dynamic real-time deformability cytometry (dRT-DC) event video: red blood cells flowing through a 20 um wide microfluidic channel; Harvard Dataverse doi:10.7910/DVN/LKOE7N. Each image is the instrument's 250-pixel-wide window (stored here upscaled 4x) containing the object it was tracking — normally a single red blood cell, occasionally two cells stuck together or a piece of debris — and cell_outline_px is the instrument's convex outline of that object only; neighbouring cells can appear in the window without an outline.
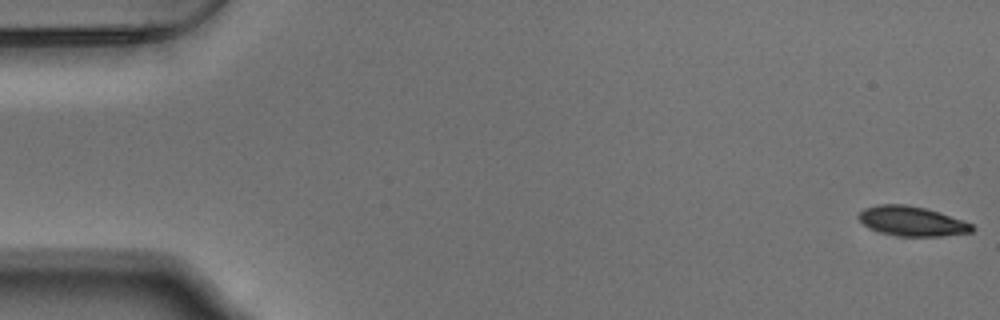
{"species": "Egyptian fruit bat (a non-hibernating species)", "species_latin": "Rousettus aegyptiacus", "temperature_condition": "warm", "stored_images_in_passage": 35, "camera_frame_rate_fps": 3000, "um_per_image_px": 0.085, "animal": {"sex": "male"}, "frame": {"image": 1, "passage_image": 1, "time_ms": 0.0, "image_size_px": [1000, 320], "cell_outline_px": [[976, 228], [972, 232], [940, 236], [900, 236], [880, 232], [868, 228], [856, 216], [864, 208], [876, 204], [904, 204], [924, 208], [940, 212], [964, 220], [972, 224]], "centroid_in_image_um": [77.51, 18.79], "position_along_channel_um": 7.5, "area_um2": 19.71}}
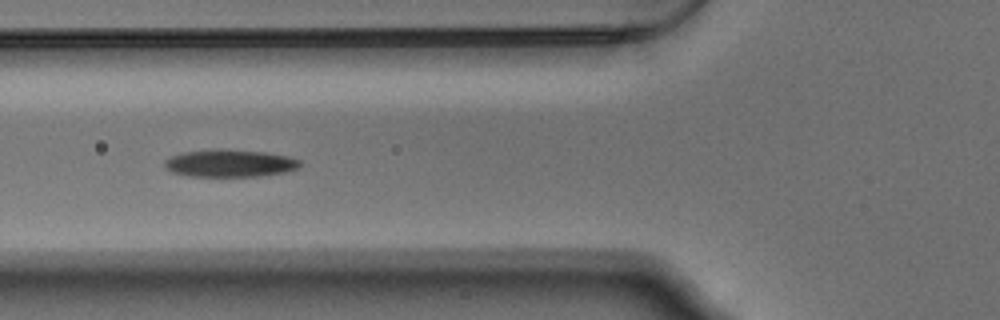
{"frame": {"image": 2, "passage_image": 20, "time_ms": 6.333, "image_size_px": [1000, 320], "cell_outline_px": [[300, 168], [288, 172], [260, 176], [188, 176], [172, 172], [164, 168], [164, 160], [168, 156], [184, 152], [216, 148], [264, 152], [288, 156], [300, 160]], "centroid_in_image_um": [19.51, 13.87], "position_along_channel_um": 106.3, "area_um2": 21.96}}
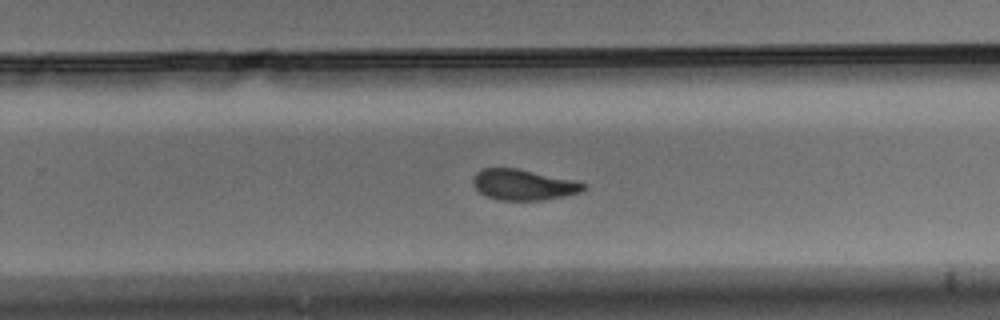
{"frame": {"image": 3, "passage_image": 34, "time_ms": 11.0, "image_size_px": [1000, 320], "cell_outline_px": [[588, 184], [580, 192], [568, 196], [544, 200], [496, 200], [480, 192], [472, 184], [472, 180], [476, 172], [484, 168], [516, 168], [576, 180]], "centroid_in_image_um": [44.52, 15.7], "position_along_channel_um": 285.3, "area_um2": 19.94}}